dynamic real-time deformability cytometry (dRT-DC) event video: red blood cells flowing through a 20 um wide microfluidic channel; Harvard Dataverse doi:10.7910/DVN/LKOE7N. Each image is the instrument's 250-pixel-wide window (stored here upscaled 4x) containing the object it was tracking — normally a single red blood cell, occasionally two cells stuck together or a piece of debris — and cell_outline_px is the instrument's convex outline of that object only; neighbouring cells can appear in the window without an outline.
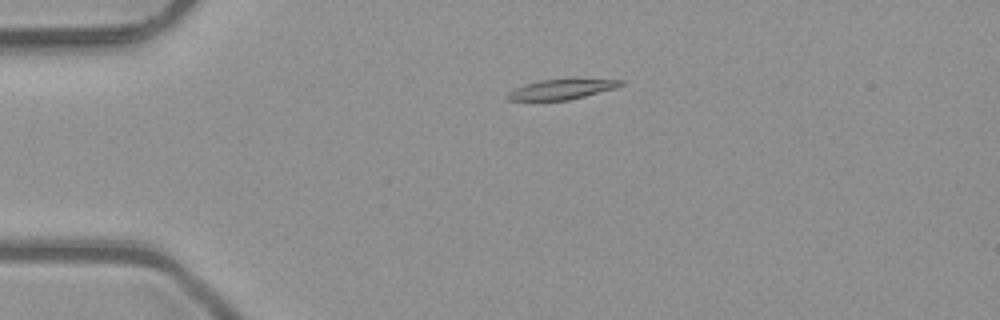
{"species": "common noctule bat (a hibernating species)", "species_latin": "Nyctalus noctula", "temperature_condition": "room temperature", "stored_images_in_passage": 3, "camera_frame_rate_fps": 3000, "um_per_image_px": 0.085, "animal": {"sex": "male", "body_mass_g": 23.1, "forearm_length_mm": 52.7}, "frame": {"image": 1, "passage_image": 2, "time_ms": 0.333, "image_size_px": [1000, 320], "cell_outline_px": [[624, 84], [616, 88], [568, 100], [508, 100], [508, 92], [524, 84], [540, 80], [624, 80]], "centroid_in_image_um": [47.72, 7.6], "position_along_channel_um": 37.3, "area_um2": 12.72}}